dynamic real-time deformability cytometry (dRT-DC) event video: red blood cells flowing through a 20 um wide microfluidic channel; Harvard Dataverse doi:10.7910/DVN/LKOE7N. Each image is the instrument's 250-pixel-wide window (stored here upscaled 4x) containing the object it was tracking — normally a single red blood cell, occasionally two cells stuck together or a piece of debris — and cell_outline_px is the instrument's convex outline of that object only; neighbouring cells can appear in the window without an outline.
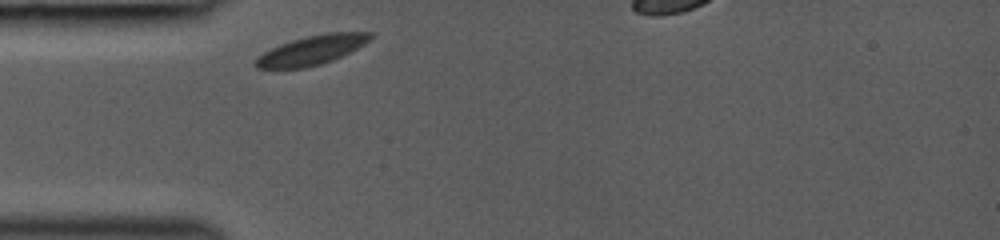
{"species": "common noctule bat (a hibernating species)", "species_latin": "Nyctalus noctula", "temperature_condition": "room temperature", "stored_images_in_passage": 11, "camera_frame_rate_fps": 3000, "um_per_image_px": 0.085, "animal": {"sex": "female", "body_mass_g": 19.0, "forearm_length_mm": 53.3}, "frame": {"image": 1, "passage_image": 1, "time_ms": 0.0, "image_size_px": [1000, 240], "cell_outline_px": [[372, 36], [364, 44], [332, 60], [320, 64], [304, 68], [256, 68], [256, 60], [264, 52], [280, 44], [292, 40], [308, 36], [328, 32], [372, 32]], "centroid_in_image_um": [26.51, 4.25], "position_along_channel_um": 58.5, "area_um2": 19.02}}
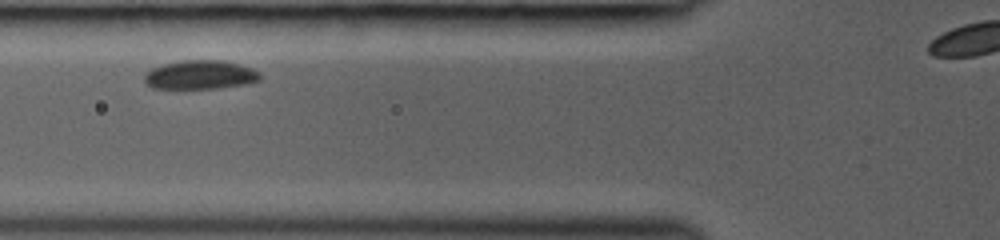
{"frame": {"image": 2, "passage_image": 5, "time_ms": 1.333, "image_size_px": [1000, 240], "cell_outline_px": [[260, 80], [244, 84], [216, 88], [152, 88], [144, 80], [144, 76], [152, 68], [164, 64], [184, 60], [224, 60], [252, 68], [260, 72]], "centroid_in_image_um": [17.04, 6.35], "position_along_channel_um": 108.8, "area_um2": 19.25}}
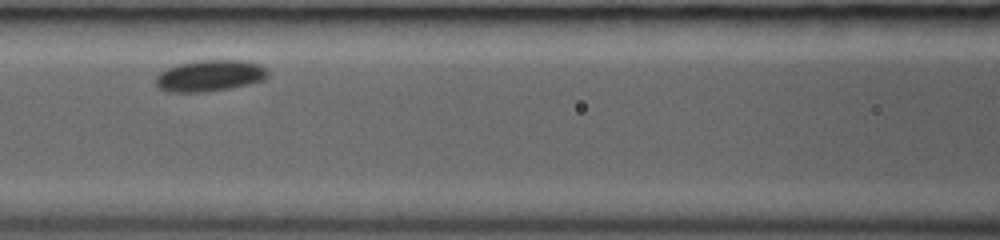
{"frame": {"image": 3, "passage_image": 8, "time_ms": 2.333, "image_size_px": [1000, 240], "cell_outline_px": [[268, 76], [264, 80], [248, 84], [228, 88], [204, 92], [168, 92], [160, 88], [156, 84], [156, 76], [160, 72], [168, 68], [180, 64], [200, 60], [244, 60], [260, 64], [268, 72]], "centroid_in_image_um": [17.85, 6.43], "position_along_channel_um": 148.8, "area_um2": 20.35}}